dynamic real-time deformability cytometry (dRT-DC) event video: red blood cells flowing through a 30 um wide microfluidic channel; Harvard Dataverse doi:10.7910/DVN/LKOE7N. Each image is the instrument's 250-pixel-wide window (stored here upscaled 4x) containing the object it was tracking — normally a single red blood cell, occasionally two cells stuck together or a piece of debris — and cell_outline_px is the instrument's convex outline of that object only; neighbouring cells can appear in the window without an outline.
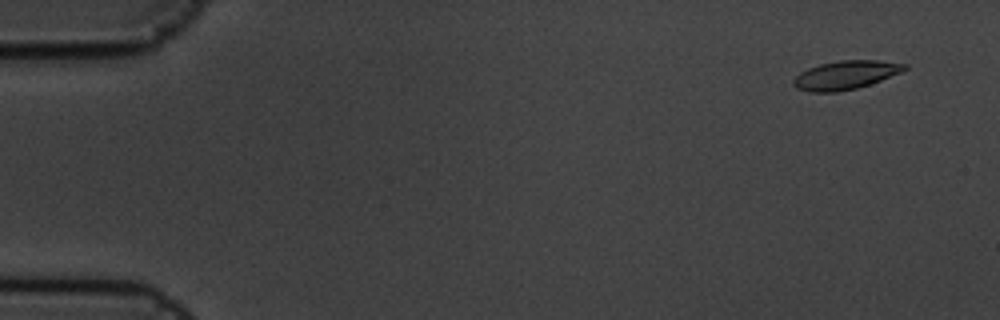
{"species": "common noctule bat (a hibernating species)", "species_latin": "Nyctalus noctula", "temperature_condition": "cold", "stored_images_in_passage": 5, "camera_frame_rate_fps": 3000, "um_per_image_px": 0.085, "animal": {"sex": "male", "body_mass_g": 19.5, "forearm_length_mm": 54.6}, "frame": {"image": 1, "passage_image": 1, "time_ms": 0.0, "image_size_px": [1000, 320], "cell_outline_px": [[908, 68], [900, 72], [880, 80], [856, 88], [840, 92], [808, 92], [796, 88], [792, 84], [792, 80], [800, 72], [808, 68], [820, 64], [840, 60], [880, 60], [908, 64]], "centroid_in_image_um": [71.84, 6.38], "position_along_channel_um": 13.2, "area_um2": 18.55}}
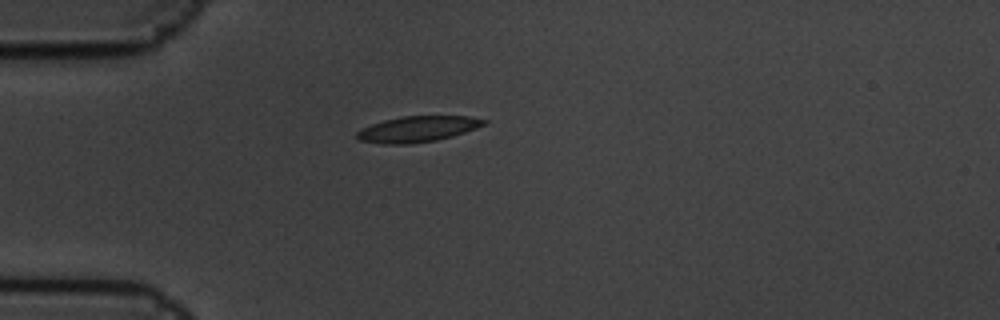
{"frame": {"image": 2, "passage_image": 5, "time_ms": 1.333, "image_size_px": [1000, 320], "cell_outline_px": [[488, 124], [452, 136], [436, 140], [408, 144], [384, 144], [360, 140], [356, 136], [356, 132], [360, 128], [384, 120], [404, 116], [468, 116], [488, 120]], "centroid_in_image_um": [35.5, 10.96], "position_along_channel_um": 49.5, "area_um2": 19.07}}